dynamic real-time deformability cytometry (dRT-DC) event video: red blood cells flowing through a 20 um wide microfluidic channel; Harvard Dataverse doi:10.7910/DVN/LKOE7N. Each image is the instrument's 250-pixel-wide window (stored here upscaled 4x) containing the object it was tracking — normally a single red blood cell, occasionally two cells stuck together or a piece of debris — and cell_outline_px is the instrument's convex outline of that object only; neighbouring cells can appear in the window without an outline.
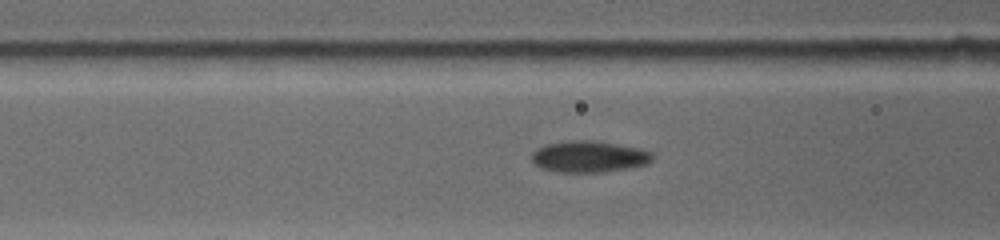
{"species": "common noctule bat (a hibernating species)", "species_latin": "Nyctalus noctula", "temperature_condition": "warm", "stored_images_in_passage": 12, "segment_of_instrument_passage": [2, 2], "camera_frame_rate_fps": 4500, "um_per_image_px": 0.085, "animal": {"sex": "female", "body_mass_g": 19.0, "forearm_length_mm": 53.3}, "frame": {"image": 1, "passage_image": 11, "time_ms": 3.556, "image_size_px": [1000, 240], "cell_outline_px": [[180, 216], [176, 220], [140, 224], [84, 224], [32, 220], [32, 216], [48, 212], [148, 212]], "centroid_in_image_um": [8.9, 18.5], "position_along_channel_um": 157.7, "area_um2": 10.69}}